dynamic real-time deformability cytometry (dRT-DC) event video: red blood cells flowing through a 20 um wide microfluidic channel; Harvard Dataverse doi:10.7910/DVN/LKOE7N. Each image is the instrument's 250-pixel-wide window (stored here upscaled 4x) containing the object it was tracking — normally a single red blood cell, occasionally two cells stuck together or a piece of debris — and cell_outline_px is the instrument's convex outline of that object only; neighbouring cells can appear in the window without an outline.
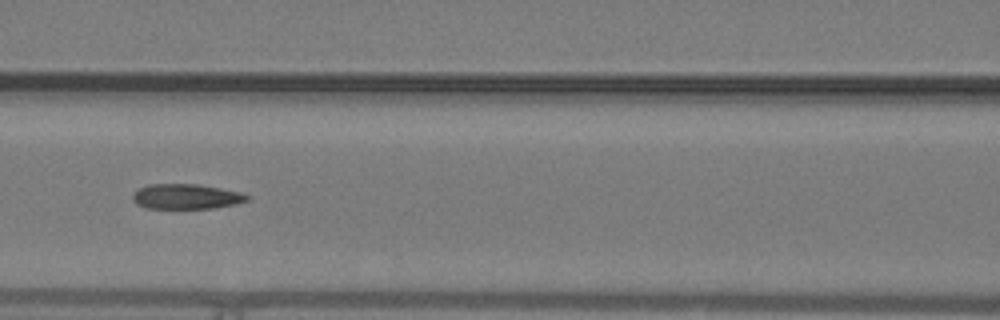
{"species": "common noctule bat (a hibernating species)", "species_latin": "Nyctalus noctula", "temperature_condition": "warm", "stored_images_in_passage": 35, "camera_frame_rate_fps": 3000, "um_per_image_px": 0.085, "animal": {"sex": "male", "body_mass_g": 19.2, "forearm_length_mm": 51.8}, "frame": {"image": 1, "passage_image": 11, "time_ms": 3.333, "image_size_px": [1000, 320], "cell_outline_px": [[248, 200], [236, 204], [212, 208], [148, 208], [136, 204], [132, 200], [132, 196], [140, 188], [148, 184], [200, 184], [240, 192], [248, 196]], "centroid_in_image_um": [15.82, 16.7], "position_along_channel_um": 150.8, "area_um2": 16.59}}
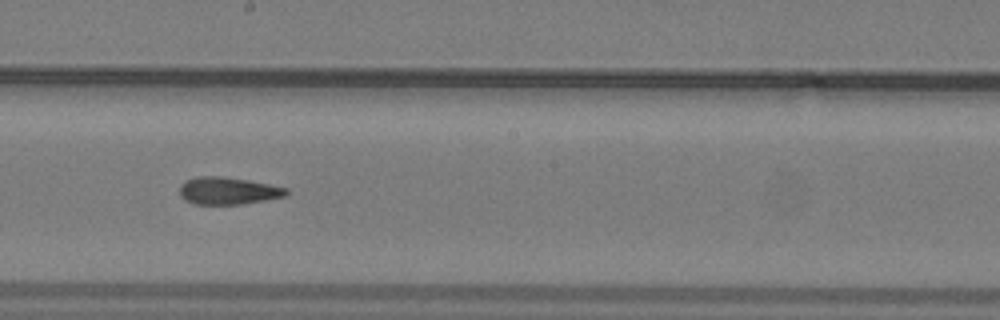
{"frame": {"image": 2, "passage_image": 16, "time_ms": 5.0, "image_size_px": [1000, 320], "cell_outline_px": [[288, 192], [284, 196], [264, 200], [240, 204], [196, 204], [184, 200], [180, 196], [180, 184], [184, 180], [196, 176], [220, 176], [248, 180], [288, 188]], "centroid_in_image_um": [19.33, 16.21], "position_along_channel_um": 228.9, "area_um2": 16.94}}